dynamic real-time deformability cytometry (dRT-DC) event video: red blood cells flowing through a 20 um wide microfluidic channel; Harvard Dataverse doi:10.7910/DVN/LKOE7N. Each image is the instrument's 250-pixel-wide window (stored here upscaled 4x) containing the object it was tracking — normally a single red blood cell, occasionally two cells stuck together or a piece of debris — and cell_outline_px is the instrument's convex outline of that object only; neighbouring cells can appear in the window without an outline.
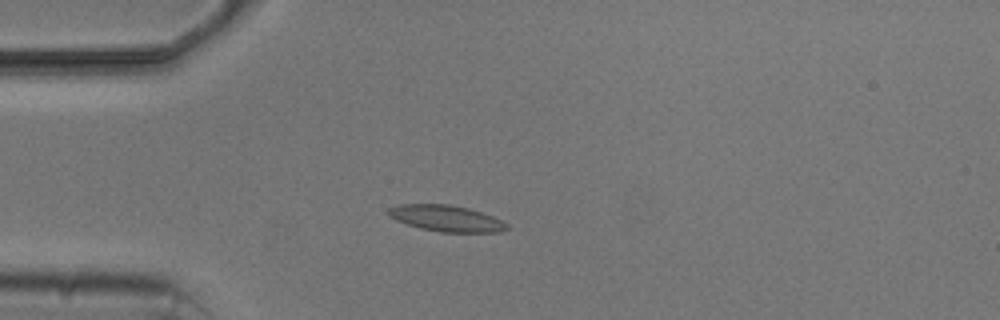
{"species": "common noctule bat (a hibernating species)", "species_latin": "Nyctalus noctula", "temperature_condition": "cold", "stored_images_in_passage": 6, "camera_frame_rate_fps": 3000, "um_per_image_px": 0.085, "animal": {"sex": "male", "body_mass_g": 20.5, "forearm_length_mm": 52.5}, "frame": {"image": 1, "passage_image": 3, "time_ms": 3.333, "image_size_px": [1000, 320], "cell_outline_px": [[508, 228], [500, 232], [440, 232], [420, 228], [396, 220], [388, 216], [388, 208], [400, 204], [448, 204], [468, 208], [492, 216], [508, 224]], "centroid_in_image_um": [37.91, 18.56], "position_along_channel_um": 47.1, "area_um2": 17.98}}
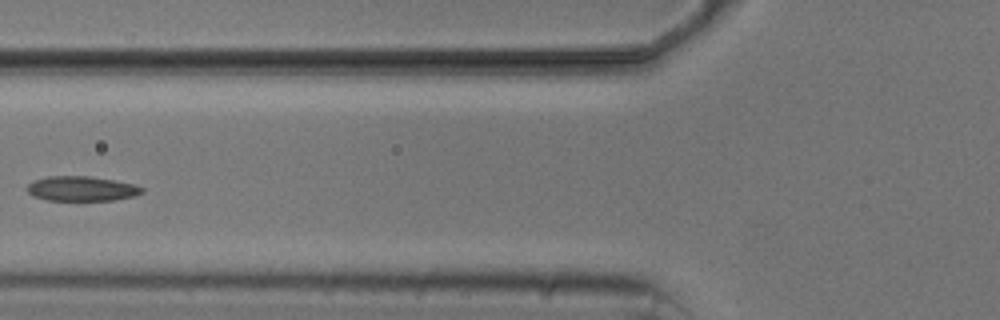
{"frame": {"image": 2, "passage_image": 5, "time_ms": 5.667, "image_size_px": [1000, 320], "cell_outline_px": [[144, 192], [136, 196], [112, 200], [48, 200], [32, 196], [24, 188], [32, 180], [48, 176], [88, 176], [136, 184], [144, 188]], "centroid_in_image_um": [6.92, 16.03], "position_along_channel_um": 118.9, "area_um2": 16.76}}
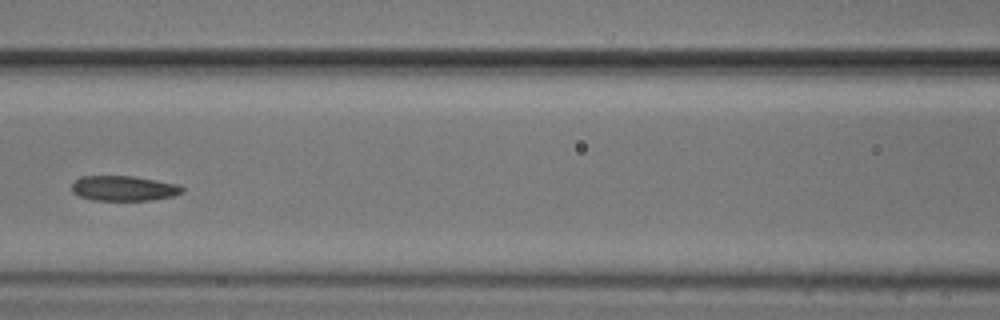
{"frame": {"image": 3, "passage_image": 6, "time_ms": 6.667, "image_size_px": [1000, 320], "cell_outline_px": [[184, 192], [172, 196], [148, 200], [92, 200], [80, 196], [72, 192], [72, 184], [80, 176], [132, 176], [156, 180], [176, 184], [184, 188]], "centroid_in_image_um": [10.5, 16.0], "position_along_channel_um": 156.1, "area_um2": 16.01}}